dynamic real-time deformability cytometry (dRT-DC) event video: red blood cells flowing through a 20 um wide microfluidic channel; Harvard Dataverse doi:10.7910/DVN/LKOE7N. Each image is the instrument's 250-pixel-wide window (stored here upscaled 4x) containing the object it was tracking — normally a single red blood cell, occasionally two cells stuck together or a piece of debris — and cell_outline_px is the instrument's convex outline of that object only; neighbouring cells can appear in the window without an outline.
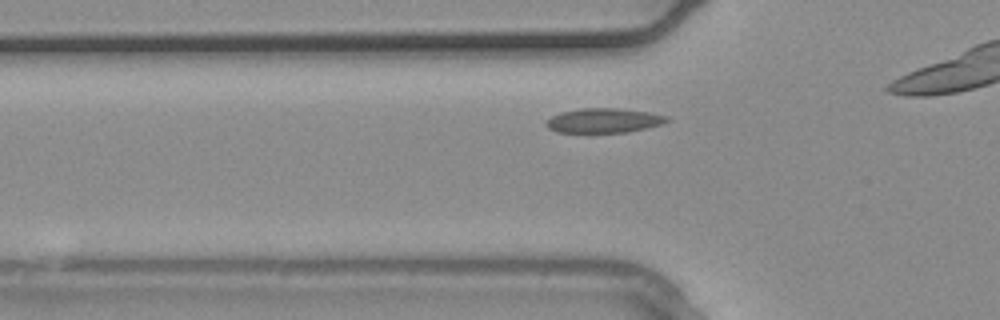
{"species": "common noctule bat (a hibernating species)", "species_latin": "Nyctalus noctula", "temperature_condition": "warm", "stored_images_in_passage": 7, "camera_frame_rate_fps": 3000, "um_per_image_px": 0.085, "animal": {"sex": "male", "body_mass_g": 20.4}, "frame": {"image": 1, "passage_image": 4, "time_ms": 1.0, "image_size_px": [1000, 320], "cell_outline_px": [[672, 120], [664, 124], [648, 128], [628, 132], [556, 132], [548, 128], [544, 124], [552, 116], [560, 112], [580, 108], [620, 108], [648, 112], [668, 116]], "centroid_in_image_um": [51.37, 10.24], "position_along_channel_um": 74.4, "area_um2": 17.46}}